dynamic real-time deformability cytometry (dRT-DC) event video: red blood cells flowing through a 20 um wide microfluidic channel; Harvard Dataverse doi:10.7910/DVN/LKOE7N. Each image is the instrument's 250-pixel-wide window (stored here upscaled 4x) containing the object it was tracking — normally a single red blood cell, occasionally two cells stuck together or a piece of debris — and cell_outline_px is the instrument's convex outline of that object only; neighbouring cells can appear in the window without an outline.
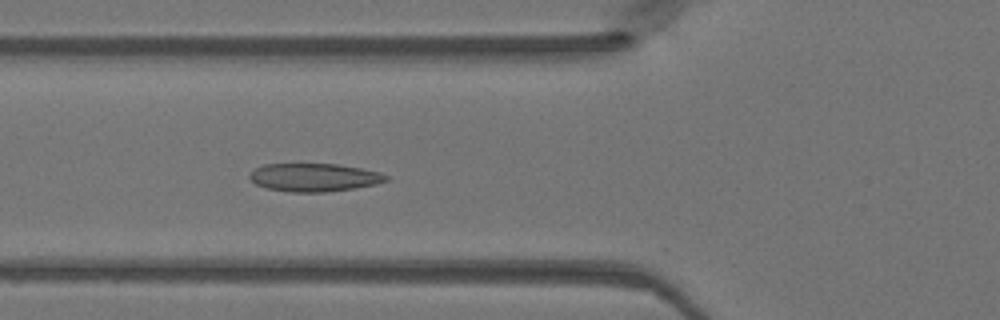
{"species": "Egyptian fruit bat (a non-hibernating species)", "species_latin": "Rousettus aegyptiacus", "temperature_condition": "warm", "stored_images_in_passage": 20, "camera_frame_rate_fps": 3000, "um_per_image_px": 0.085, "animal": {"sex": "female"}, "frame": {"image": 1, "passage_image": 6, "time_ms": 1.667, "image_size_px": [1000, 320], "cell_outline_px": [[392, 176], [388, 180], [376, 184], [356, 188], [328, 192], [288, 192], [268, 188], [256, 184], [248, 176], [256, 168], [264, 164], [336, 164], [360, 168], [380, 172]], "centroid_in_image_um": [26.76, 15.08], "position_along_channel_um": 99.0, "area_um2": 22.43}}
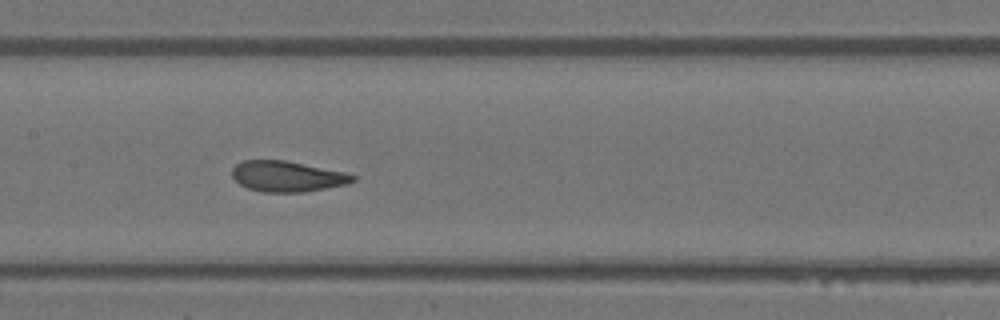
{"frame": {"image": 2, "passage_image": 12, "time_ms": 3.667, "image_size_px": [1000, 320], "cell_outline_px": [[356, 180], [348, 184], [304, 192], [264, 192], [248, 188], [240, 184], [232, 176], [232, 168], [236, 164], [244, 160], [284, 160], [344, 172], [356, 176]], "centroid_in_image_um": [24.41, 14.99], "position_along_channel_um": 183.0, "area_um2": 21.44}}
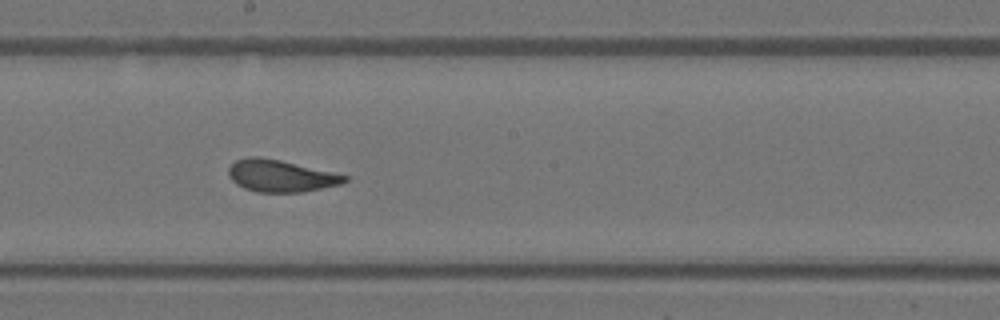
{"frame": {"image": 3, "passage_image": 15, "time_ms": 4.667, "image_size_px": [1000, 320], "cell_outline_px": [[348, 180], [340, 184], [300, 192], [256, 192], [244, 188], [236, 184], [228, 176], [228, 168], [236, 160], [248, 156], [260, 156], [280, 160], [332, 172], [348, 176]], "centroid_in_image_um": [23.8, 14.94], "position_along_channel_um": 224.4, "area_um2": 21.5}}